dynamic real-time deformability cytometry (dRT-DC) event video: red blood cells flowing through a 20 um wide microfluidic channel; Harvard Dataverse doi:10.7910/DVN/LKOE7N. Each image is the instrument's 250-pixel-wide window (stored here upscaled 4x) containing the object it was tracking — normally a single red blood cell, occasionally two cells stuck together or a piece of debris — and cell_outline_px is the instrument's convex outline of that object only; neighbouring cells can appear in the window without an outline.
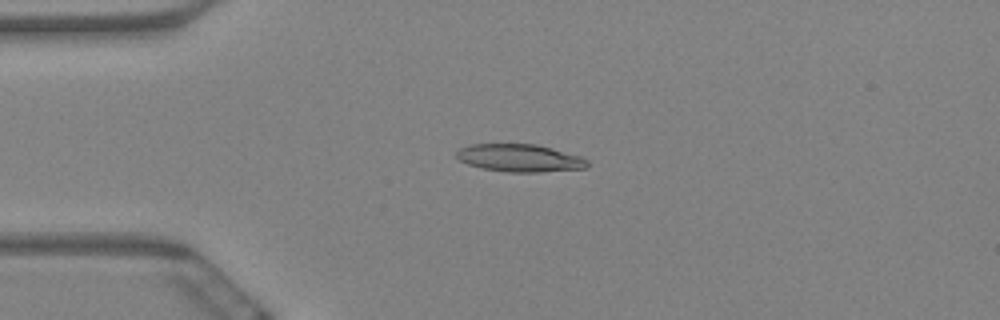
{"species": "Egyptian fruit bat (a non-hibernating species)", "species_latin": "Rousettus aegyptiacus", "temperature_condition": "warm", "stored_images_in_passage": 6, "camera_frame_rate_fps": 3000, "um_per_image_px": 0.085, "animal": {"sex": "female"}, "frame": {"image": 1, "passage_image": 4, "time_ms": 1.0, "image_size_px": [1000, 320], "cell_outline_px": [[588, 164], [584, 168], [540, 172], [508, 172], [484, 168], [468, 164], [460, 160], [456, 156], [456, 152], [460, 148], [468, 144], [536, 144], [552, 148], [580, 156], [588, 160]], "centroid_in_image_um": [44.16, 13.42], "position_along_channel_um": 40.8, "area_um2": 20.92}}
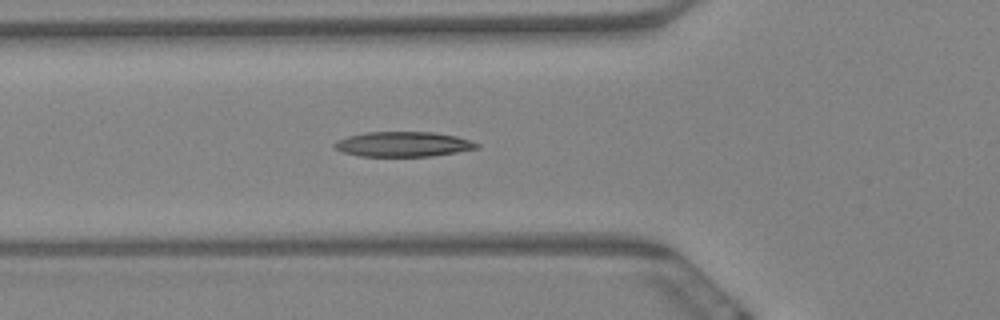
{"frame": {"image": 2, "passage_image": 6, "time_ms": 1.667, "image_size_px": [1000, 320], "cell_outline_px": [[480, 148], [432, 156], [360, 156], [344, 152], [336, 148], [332, 144], [336, 140], [348, 136], [368, 132], [432, 132], [456, 136], [480, 144]], "centroid_in_image_um": [34.27, 12.25], "position_along_channel_um": 91.5, "area_um2": 20.58}}